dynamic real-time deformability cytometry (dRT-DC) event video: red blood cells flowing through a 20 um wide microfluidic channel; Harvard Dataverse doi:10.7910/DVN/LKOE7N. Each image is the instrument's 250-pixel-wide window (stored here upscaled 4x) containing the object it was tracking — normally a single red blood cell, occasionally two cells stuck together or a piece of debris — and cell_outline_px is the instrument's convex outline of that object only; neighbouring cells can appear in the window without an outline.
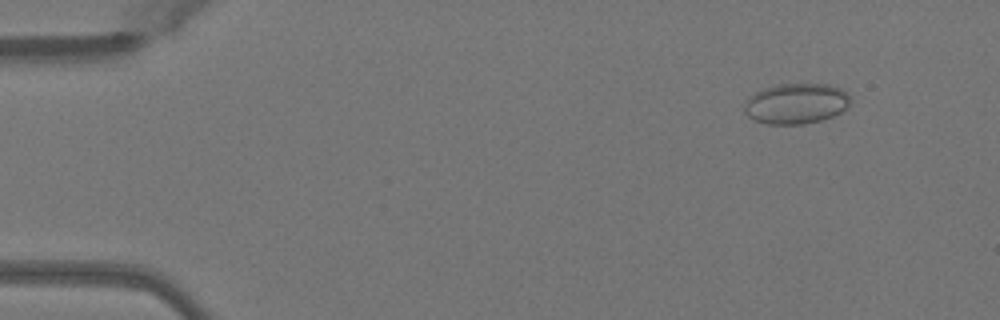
{"species": "Egyptian fruit bat (a non-hibernating species)", "species_latin": "Rousettus aegyptiacus", "temperature_condition": "warm", "stored_images_in_passage": 50, "camera_frame_rate_fps": 3000, "um_per_image_px": 0.085, "animal": {"sex": "female"}, "frame": {"image": 1, "passage_image": 5, "time_ms": 1.333, "image_size_px": [1000, 320], "cell_outline_px": [[848, 104], [840, 112], [832, 116], [820, 120], [804, 124], [768, 124], [752, 120], [744, 112], [744, 108], [748, 100], [756, 92], [764, 88], [780, 84], [828, 84], [840, 88], [848, 92]], "centroid_in_image_um": [67.65, 8.81], "position_along_channel_um": 17.3, "area_um2": 24.74}}
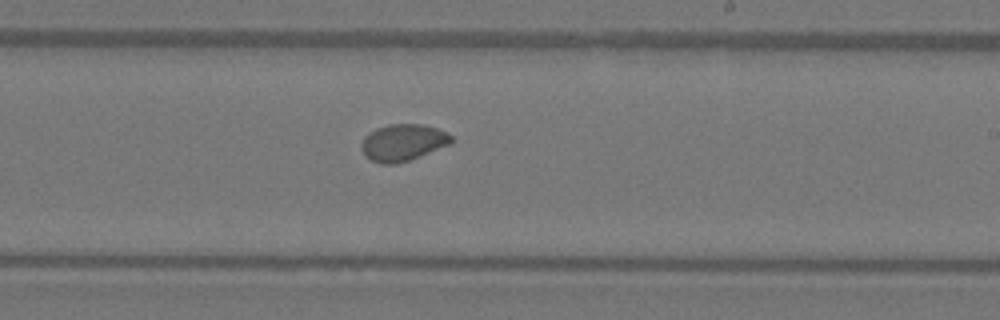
{"frame": {"image": 2, "passage_image": 30, "time_ms": 9.667, "image_size_px": [1000, 320], "cell_outline_px": [[452, 144], [420, 156], [396, 164], [380, 164], [364, 156], [360, 148], [360, 144], [364, 136], [368, 132], [376, 128], [388, 124], [424, 124], [436, 128], [452, 136]], "centroid_in_image_um": [34.21, 12.11], "position_along_channel_um": 254.8, "area_um2": 19.48}}
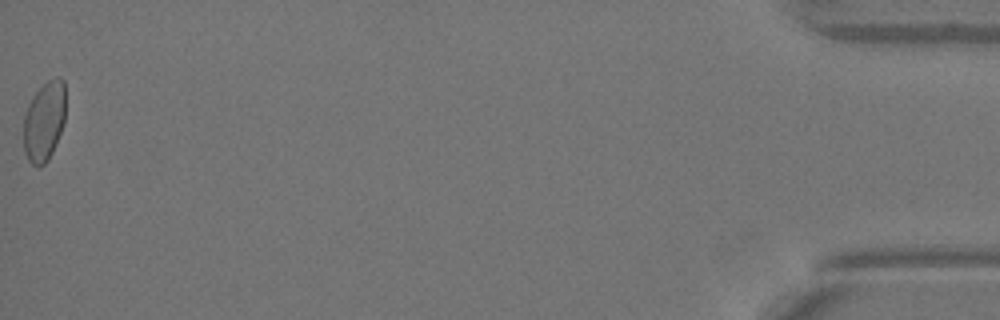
{"frame": {"image": 3, "passage_image": 50, "time_ms": 16.333, "image_size_px": [1000, 320], "cell_outline_px": [[64, 124], [52, 152], [48, 160], [44, 164], [36, 168], [28, 160], [24, 152], [24, 116], [28, 104], [32, 96], [48, 80], [56, 76], [60, 76], [64, 80]], "centroid_in_image_um": [3.75, 10.31], "position_along_channel_um": 431.5, "area_um2": 19.54}}